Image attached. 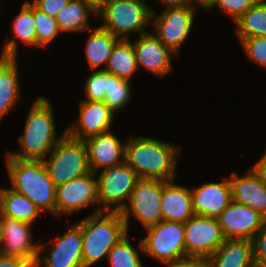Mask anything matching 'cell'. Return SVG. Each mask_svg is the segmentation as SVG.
I'll list each match as a JSON object with an SVG mask.
<instances>
[{
	"mask_svg": "<svg viewBox=\"0 0 266 267\" xmlns=\"http://www.w3.org/2000/svg\"><path fill=\"white\" fill-rule=\"evenodd\" d=\"M125 142L124 162L143 179H176L180 149L175 144L151 137H132Z\"/></svg>",
	"mask_w": 266,
	"mask_h": 267,
	"instance_id": "obj_1",
	"label": "cell"
},
{
	"mask_svg": "<svg viewBox=\"0 0 266 267\" xmlns=\"http://www.w3.org/2000/svg\"><path fill=\"white\" fill-rule=\"evenodd\" d=\"M24 127L23 134L18 137L22 152H7L11 158L44 161L66 134L65 129L56 137L53 108L44 96L32 102Z\"/></svg>",
	"mask_w": 266,
	"mask_h": 267,
	"instance_id": "obj_2",
	"label": "cell"
},
{
	"mask_svg": "<svg viewBox=\"0 0 266 267\" xmlns=\"http://www.w3.org/2000/svg\"><path fill=\"white\" fill-rule=\"evenodd\" d=\"M91 213L77 223L82 230L84 267H91L99 260L106 259L113 246L128 234L120 212L95 208Z\"/></svg>",
	"mask_w": 266,
	"mask_h": 267,
	"instance_id": "obj_3",
	"label": "cell"
},
{
	"mask_svg": "<svg viewBox=\"0 0 266 267\" xmlns=\"http://www.w3.org/2000/svg\"><path fill=\"white\" fill-rule=\"evenodd\" d=\"M8 176L14 191L30 199L41 212L56 216V186L44 161L19 160L6 156Z\"/></svg>",
	"mask_w": 266,
	"mask_h": 267,
	"instance_id": "obj_4",
	"label": "cell"
},
{
	"mask_svg": "<svg viewBox=\"0 0 266 267\" xmlns=\"http://www.w3.org/2000/svg\"><path fill=\"white\" fill-rule=\"evenodd\" d=\"M144 0H108L97 9V16L103 20L99 27L119 39H129L127 35L147 33L154 9Z\"/></svg>",
	"mask_w": 266,
	"mask_h": 267,
	"instance_id": "obj_5",
	"label": "cell"
},
{
	"mask_svg": "<svg viewBox=\"0 0 266 267\" xmlns=\"http://www.w3.org/2000/svg\"><path fill=\"white\" fill-rule=\"evenodd\" d=\"M44 163L56 187L91 172L85 140L72 138L67 133Z\"/></svg>",
	"mask_w": 266,
	"mask_h": 267,
	"instance_id": "obj_6",
	"label": "cell"
},
{
	"mask_svg": "<svg viewBox=\"0 0 266 267\" xmlns=\"http://www.w3.org/2000/svg\"><path fill=\"white\" fill-rule=\"evenodd\" d=\"M145 229L147 235L138 243L142 253L164 265L186 257L183 223L162 220Z\"/></svg>",
	"mask_w": 266,
	"mask_h": 267,
	"instance_id": "obj_7",
	"label": "cell"
},
{
	"mask_svg": "<svg viewBox=\"0 0 266 267\" xmlns=\"http://www.w3.org/2000/svg\"><path fill=\"white\" fill-rule=\"evenodd\" d=\"M97 177L99 211L121 212L129 201L137 181V173L125 162L100 171ZM126 200V201H125ZM102 206V207H101Z\"/></svg>",
	"mask_w": 266,
	"mask_h": 267,
	"instance_id": "obj_8",
	"label": "cell"
},
{
	"mask_svg": "<svg viewBox=\"0 0 266 267\" xmlns=\"http://www.w3.org/2000/svg\"><path fill=\"white\" fill-rule=\"evenodd\" d=\"M162 193L163 180L140 178L137 181L128 204L120 212L128 232L130 212L144 228L158 224L163 220L161 211Z\"/></svg>",
	"mask_w": 266,
	"mask_h": 267,
	"instance_id": "obj_9",
	"label": "cell"
},
{
	"mask_svg": "<svg viewBox=\"0 0 266 267\" xmlns=\"http://www.w3.org/2000/svg\"><path fill=\"white\" fill-rule=\"evenodd\" d=\"M195 19V8L191 6L166 8L151 17L153 34L166 47L178 55L179 49L188 38Z\"/></svg>",
	"mask_w": 266,
	"mask_h": 267,
	"instance_id": "obj_10",
	"label": "cell"
},
{
	"mask_svg": "<svg viewBox=\"0 0 266 267\" xmlns=\"http://www.w3.org/2000/svg\"><path fill=\"white\" fill-rule=\"evenodd\" d=\"M54 242L49 247L44 242L39 243L35 267H42V261L44 267H84L82 230L77 223L68 226L62 236L54 238Z\"/></svg>",
	"mask_w": 266,
	"mask_h": 267,
	"instance_id": "obj_11",
	"label": "cell"
},
{
	"mask_svg": "<svg viewBox=\"0 0 266 267\" xmlns=\"http://www.w3.org/2000/svg\"><path fill=\"white\" fill-rule=\"evenodd\" d=\"M186 256L210 257L224 243L218 219L194 215L184 223Z\"/></svg>",
	"mask_w": 266,
	"mask_h": 267,
	"instance_id": "obj_12",
	"label": "cell"
},
{
	"mask_svg": "<svg viewBox=\"0 0 266 267\" xmlns=\"http://www.w3.org/2000/svg\"><path fill=\"white\" fill-rule=\"evenodd\" d=\"M32 225L0 216V253L21 258L29 266H35L40 240L33 243Z\"/></svg>",
	"mask_w": 266,
	"mask_h": 267,
	"instance_id": "obj_13",
	"label": "cell"
},
{
	"mask_svg": "<svg viewBox=\"0 0 266 267\" xmlns=\"http://www.w3.org/2000/svg\"><path fill=\"white\" fill-rule=\"evenodd\" d=\"M94 172L75 178L56 187L57 218L77 212L89 205H98L97 179Z\"/></svg>",
	"mask_w": 266,
	"mask_h": 267,
	"instance_id": "obj_14",
	"label": "cell"
},
{
	"mask_svg": "<svg viewBox=\"0 0 266 267\" xmlns=\"http://www.w3.org/2000/svg\"><path fill=\"white\" fill-rule=\"evenodd\" d=\"M217 219L225 239L252 240L266 218L251 207L232 201Z\"/></svg>",
	"mask_w": 266,
	"mask_h": 267,
	"instance_id": "obj_15",
	"label": "cell"
},
{
	"mask_svg": "<svg viewBox=\"0 0 266 267\" xmlns=\"http://www.w3.org/2000/svg\"><path fill=\"white\" fill-rule=\"evenodd\" d=\"M78 122H73L66 128V133L72 138L86 140L111 131L115 113L104 101L82 100L80 103Z\"/></svg>",
	"mask_w": 266,
	"mask_h": 267,
	"instance_id": "obj_16",
	"label": "cell"
},
{
	"mask_svg": "<svg viewBox=\"0 0 266 267\" xmlns=\"http://www.w3.org/2000/svg\"><path fill=\"white\" fill-rule=\"evenodd\" d=\"M133 42L138 69L143 67L150 73L160 77L166 76L173 70L171 58L175 53L166 47L153 34V31L152 33L148 31L139 35V38Z\"/></svg>",
	"mask_w": 266,
	"mask_h": 267,
	"instance_id": "obj_17",
	"label": "cell"
},
{
	"mask_svg": "<svg viewBox=\"0 0 266 267\" xmlns=\"http://www.w3.org/2000/svg\"><path fill=\"white\" fill-rule=\"evenodd\" d=\"M89 166L97 174L98 169L116 167L124 163L125 142L121 143L113 132L108 131L85 140Z\"/></svg>",
	"mask_w": 266,
	"mask_h": 267,
	"instance_id": "obj_18",
	"label": "cell"
},
{
	"mask_svg": "<svg viewBox=\"0 0 266 267\" xmlns=\"http://www.w3.org/2000/svg\"><path fill=\"white\" fill-rule=\"evenodd\" d=\"M195 215L217 218L232 202L228 177L222 182H210L191 189Z\"/></svg>",
	"mask_w": 266,
	"mask_h": 267,
	"instance_id": "obj_19",
	"label": "cell"
},
{
	"mask_svg": "<svg viewBox=\"0 0 266 267\" xmlns=\"http://www.w3.org/2000/svg\"><path fill=\"white\" fill-rule=\"evenodd\" d=\"M228 179L232 201L249 206L266 218V183L251 168L245 176L232 172Z\"/></svg>",
	"mask_w": 266,
	"mask_h": 267,
	"instance_id": "obj_20",
	"label": "cell"
},
{
	"mask_svg": "<svg viewBox=\"0 0 266 267\" xmlns=\"http://www.w3.org/2000/svg\"><path fill=\"white\" fill-rule=\"evenodd\" d=\"M176 179L163 180V193L161 211L163 220L185 223L192 218L193 210L191 189L187 186L177 185Z\"/></svg>",
	"mask_w": 266,
	"mask_h": 267,
	"instance_id": "obj_21",
	"label": "cell"
},
{
	"mask_svg": "<svg viewBox=\"0 0 266 267\" xmlns=\"http://www.w3.org/2000/svg\"><path fill=\"white\" fill-rule=\"evenodd\" d=\"M210 267H256L252 241L225 239L217 251L209 257Z\"/></svg>",
	"mask_w": 266,
	"mask_h": 267,
	"instance_id": "obj_22",
	"label": "cell"
},
{
	"mask_svg": "<svg viewBox=\"0 0 266 267\" xmlns=\"http://www.w3.org/2000/svg\"><path fill=\"white\" fill-rule=\"evenodd\" d=\"M12 31L15 39H7L1 52V57L17 58V42L19 38L24 45L36 47V25L34 21V5L25 1L19 14L12 21Z\"/></svg>",
	"mask_w": 266,
	"mask_h": 267,
	"instance_id": "obj_23",
	"label": "cell"
},
{
	"mask_svg": "<svg viewBox=\"0 0 266 267\" xmlns=\"http://www.w3.org/2000/svg\"><path fill=\"white\" fill-rule=\"evenodd\" d=\"M17 59L0 56V122L20 101Z\"/></svg>",
	"mask_w": 266,
	"mask_h": 267,
	"instance_id": "obj_24",
	"label": "cell"
},
{
	"mask_svg": "<svg viewBox=\"0 0 266 267\" xmlns=\"http://www.w3.org/2000/svg\"><path fill=\"white\" fill-rule=\"evenodd\" d=\"M97 16V9L84 0H69L55 17L60 32L90 31L89 16Z\"/></svg>",
	"mask_w": 266,
	"mask_h": 267,
	"instance_id": "obj_25",
	"label": "cell"
},
{
	"mask_svg": "<svg viewBox=\"0 0 266 267\" xmlns=\"http://www.w3.org/2000/svg\"><path fill=\"white\" fill-rule=\"evenodd\" d=\"M41 210L26 196L13 189L3 188L0 193V216H7L27 223H35Z\"/></svg>",
	"mask_w": 266,
	"mask_h": 267,
	"instance_id": "obj_26",
	"label": "cell"
},
{
	"mask_svg": "<svg viewBox=\"0 0 266 267\" xmlns=\"http://www.w3.org/2000/svg\"><path fill=\"white\" fill-rule=\"evenodd\" d=\"M92 30L85 45L86 58L92 71L98 70L101 65H105L101 68L105 70L112 50L120 39L101 27Z\"/></svg>",
	"mask_w": 266,
	"mask_h": 267,
	"instance_id": "obj_27",
	"label": "cell"
},
{
	"mask_svg": "<svg viewBox=\"0 0 266 267\" xmlns=\"http://www.w3.org/2000/svg\"><path fill=\"white\" fill-rule=\"evenodd\" d=\"M105 70L122 79L129 80L138 70L133 43L120 39L114 46Z\"/></svg>",
	"mask_w": 266,
	"mask_h": 267,
	"instance_id": "obj_28",
	"label": "cell"
},
{
	"mask_svg": "<svg viewBox=\"0 0 266 267\" xmlns=\"http://www.w3.org/2000/svg\"><path fill=\"white\" fill-rule=\"evenodd\" d=\"M239 41L244 38L266 37V0H258L235 22Z\"/></svg>",
	"mask_w": 266,
	"mask_h": 267,
	"instance_id": "obj_29",
	"label": "cell"
},
{
	"mask_svg": "<svg viewBox=\"0 0 266 267\" xmlns=\"http://www.w3.org/2000/svg\"><path fill=\"white\" fill-rule=\"evenodd\" d=\"M131 85L129 80L108 72V86L105 90L104 102L114 113H117L129 103L133 92Z\"/></svg>",
	"mask_w": 266,
	"mask_h": 267,
	"instance_id": "obj_30",
	"label": "cell"
},
{
	"mask_svg": "<svg viewBox=\"0 0 266 267\" xmlns=\"http://www.w3.org/2000/svg\"><path fill=\"white\" fill-rule=\"evenodd\" d=\"M128 237V234L124 236L109 251L107 261L110 267H144L137 248L131 244Z\"/></svg>",
	"mask_w": 266,
	"mask_h": 267,
	"instance_id": "obj_31",
	"label": "cell"
},
{
	"mask_svg": "<svg viewBox=\"0 0 266 267\" xmlns=\"http://www.w3.org/2000/svg\"><path fill=\"white\" fill-rule=\"evenodd\" d=\"M34 21L36 25V47L46 48L60 33L56 19L34 6Z\"/></svg>",
	"mask_w": 266,
	"mask_h": 267,
	"instance_id": "obj_32",
	"label": "cell"
},
{
	"mask_svg": "<svg viewBox=\"0 0 266 267\" xmlns=\"http://www.w3.org/2000/svg\"><path fill=\"white\" fill-rule=\"evenodd\" d=\"M108 86V72L93 70L85 81V98L87 101H104L105 90Z\"/></svg>",
	"mask_w": 266,
	"mask_h": 267,
	"instance_id": "obj_33",
	"label": "cell"
},
{
	"mask_svg": "<svg viewBox=\"0 0 266 267\" xmlns=\"http://www.w3.org/2000/svg\"><path fill=\"white\" fill-rule=\"evenodd\" d=\"M240 42L248 59L266 69V37L244 38Z\"/></svg>",
	"mask_w": 266,
	"mask_h": 267,
	"instance_id": "obj_34",
	"label": "cell"
},
{
	"mask_svg": "<svg viewBox=\"0 0 266 267\" xmlns=\"http://www.w3.org/2000/svg\"><path fill=\"white\" fill-rule=\"evenodd\" d=\"M258 0H216L214 6L219 7L235 22L246 11H248ZM217 5V6H216Z\"/></svg>",
	"mask_w": 266,
	"mask_h": 267,
	"instance_id": "obj_35",
	"label": "cell"
},
{
	"mask_svg": "<svg viewBox=\"0 0 266 267\" xmlns=\"http://www.w3.org/2000/svg\"><path fill=\"white\" fill-rule=\"evenodd\" d=\"M253 259L256 267L266 262V219L262 228L252 238Z\"/></svg>",
	"mask_w": 266,
	"mask_h": 267,
	"instance_id": "obj_36",
	"label": "cell"
},
{
	"mask_svg": "<svg viewBox=\"0 0 266 267\" xmlns=\"http://www.w3.org/2000/svg\"><path fill=\"white\" fill-rule=\"evenodd\" d=\"M69 0H34L32 4L41 12L56 17L59 11L64 8Z\"/></svg>",
	"mask_w": 266,
	"mask_h": 267,
	"instance_id": "obj_37",
	"label": "cell"
},
{
	"mask_svg": "<svg viewBox=\"0 0 266 267\" xmlns=\"http://www.w3.org/2000/svg\"><path fill=\"white\" fill-rule=\"evenodd\" d=\"M167 267H210L208 257L186 256Z\"/></svg>",
	"mask_w": 266,
	"mask_h": 267,
	"instance_id": "obj_38",
	"label": "cell"
},
{
	"mask_svg": "<svg viewBox=\"0 0 266 267\" xmlns=\"http://www.w3.org/2000/svg\"><path fill=\"white\" fill-rule=\"evenodd\" d=\"M0 267H30L21 258L6 256L0 253Z\"/></svg>",
	"mask_w": 266,
	"mask_h": 267,
	"instance_id": "obj_39",
	"label": "cell"
},
{
	"mask_svg": "<svg viewBox=\"0 0 266 267\" xmlns=\"http://www.w3.org/2000/svg\"><path fill=\"white\" fill-rule=\"evenodd\" d=\"M250 168L266 183V151Z\"/></svg>",
	"mask_w": 266,
	"mask_h": 267,
	"instance_id": "obj_40",
	"label": "cell"
},
{
	"mask_svg": "<svg viewBox=\"0 0 266 267\" xmlns=\"http://www.w3.org/2000/svg\"><path fill=\"white\" fill-rule=\"evenodd\" d=\"M159 2H162V4L165 6L164 9L192 5L191 0H159Z\"/></svg>",
	"mask_w": 266,
	"mask_h": 267,
	"instance_id": "obj_41",
	"label": "cell"
},
{
	"mask_svg": "<svg viewBox=\"0 0 266 267\" xmlns=\"http://www.w3.org/2000/svg\"><path fill=\"white\" fill-rule=\"evenodd\" d=\"M216 0H191L192 6L197 8H202L204 11H209L210 8L213 6ZM197 2V3H196ZM196 4V5H195Z\"/></svg>",
	"mask_w": 266,
	"mask_h": 267,
	"instance_id": "obj_42",
	"label": "cell"
},
{
	"mask_svg": "<svg viewBox=\"0 0 266 267\" xmlns=\"http://www.w3.org/2000/svg\"><path fill=\"white\" fill-rule=\"evenodd\" d=\"M91 4L95 9H98L103 3L107 2L108 0H84Z\"/></svg>",
	"mask_w": 266,
	"mask_h": 267,
	"instance_id": "obj_43",
	"label": "cell"
},
{
	"mask_svg": "<svg viewBox=\"0 0 266 267\" xmlns=\"http://www.w3.org/2000/svg\"><path fill=\"white\" fill-rule=\"evenodd\" d=\"M259 267H266V262L262 263Z\"/></svg>",
	"mask_w": 266,
	"mask_h": 267,
	"instance_id": "obj_44",
	"label": "cell"
}]
</instances>
